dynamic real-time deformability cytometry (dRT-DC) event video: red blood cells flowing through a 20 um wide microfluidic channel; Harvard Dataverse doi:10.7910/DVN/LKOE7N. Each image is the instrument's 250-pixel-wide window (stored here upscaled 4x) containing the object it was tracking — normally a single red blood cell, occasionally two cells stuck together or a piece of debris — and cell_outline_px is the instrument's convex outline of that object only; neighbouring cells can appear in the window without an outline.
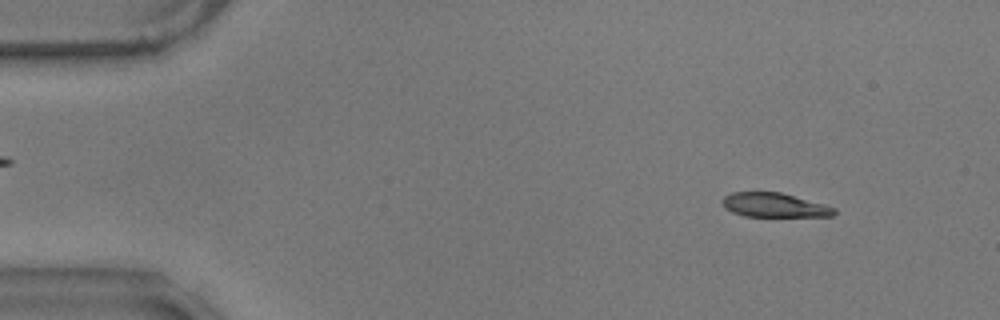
{"species": "common noctule bat (a hibernating species)", "species_latin": "Nyctalus noctula", "temperature_condition": "warm", "stored_images_in_passage": 57, "camera_frame_rate_fps": 3000, "um_per_image_px": 0.085, "animal": {"sex": "male", "body_mass_g": 17.9}, "frame": {"image": 1, "passage_image": 6, "time_ms": 1.667, "image_size_px": [1000, 320], "cell_outline_px": [[836, 212], [832, 216], [744, 216], [732, 212], [724, 208], [724, 196], [732, 192], [780, 192], [824, 204], [836, 208]], "centroid_in_image_um": [65.82, 17.43], "position_along_channel_um": 19.2, "area_um2": 15.61}}
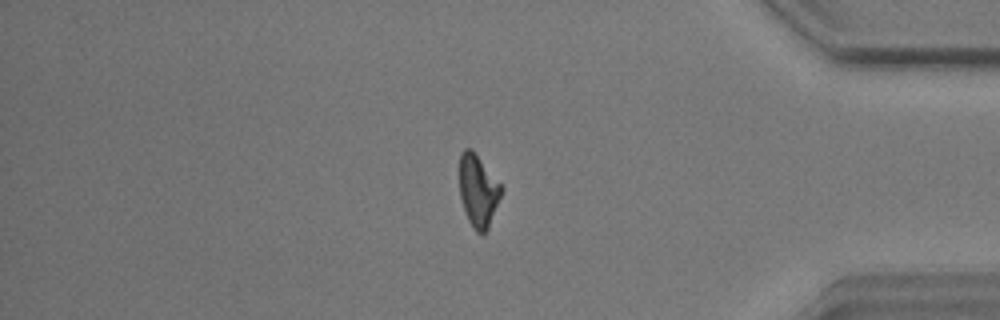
{"frame": {"image": 2, "passage_image": 48, "time_ms": 15.667, "image_size_px": [1000, 320], "cell_outline_px": [[504, 188], [488, 228], [480, 236], [472, 228], [468, 220], [460, 196], [460, 152], [464, 148], [472, 148]], "centroid_in_image_um": [40.64, 16.2], "position_along_channel_um": 394.6, "area_um2": 17.63}}
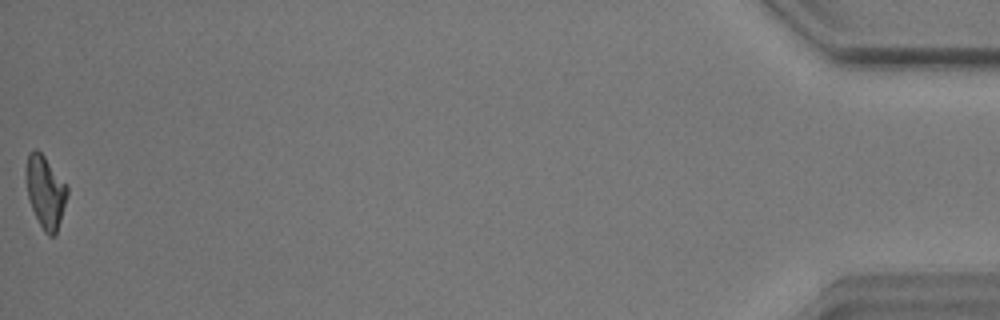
{"frame": {"image": 3, "passage_image": 57, "time_ms": 18.667, "image_size_px": [1000, 320], "cell_outline_px": [[68, 196], [56, 236], [48, 236], [44, 232], [32, 208], [28, 196], [28, 152], [36, 148], [44, 156], [68, 188]], "centroid_in_image_um": [3.9, 16.37], "position_along_channel_um": 431.3, "area_um2": 16.76}, "authors_computed_cell_mechanics": {"area_um2": 17.5712, "velocity_mm_per_s": 3.5269, "shape_relaxation_time_tau1_ms": 4.3, "shape_relaxation_time_tau2_ms": 2.9675, "deformation_change_tau1": 0.1603, "deformation_change_tau2": 0.0906}}